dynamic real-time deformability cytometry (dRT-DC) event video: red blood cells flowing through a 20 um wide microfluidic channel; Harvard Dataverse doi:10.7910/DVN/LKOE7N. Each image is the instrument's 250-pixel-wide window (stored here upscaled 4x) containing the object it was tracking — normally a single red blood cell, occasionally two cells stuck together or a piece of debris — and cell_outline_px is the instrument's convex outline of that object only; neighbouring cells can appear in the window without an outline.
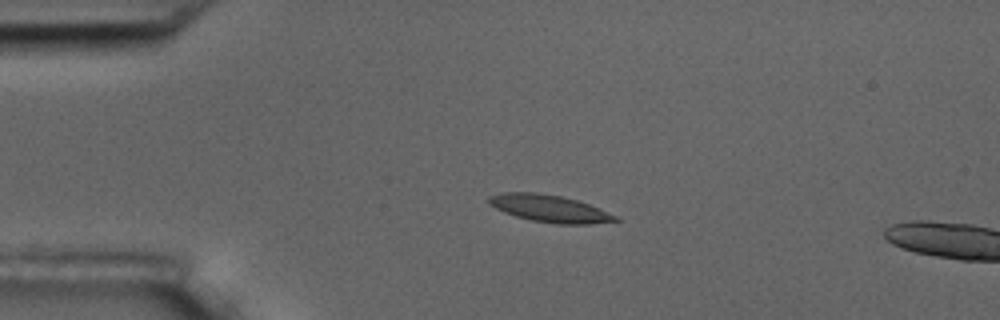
{"species": "common noctule bat (a hibernating species)", "species_latin": "Nyctalus noctula", "temperature_condition": "room temperature", "stored_images_in_passage": 3, "camera_frame_rate_fps": 3000, "um_per_image_px": 0.085, "animal": {"sex": "male", "body_mass_g": 17.5, "forearm_length_mm": 52.3}, "frame": {"image": 1, "passage_image": 2, "time_ms": 2.0, "image_size_px": [1000, 320], "cell_outline_px": [[620, 220], [588, 224], [556, 224], [532, 220], [516, 216], [504, 212], [488, 204], [488, 196], [504, 192], [536, 192], [560, 196], [576, 200], [588, 204], [620, 216]], "centroid_in_image_um": [46.72, 17.72], "position_along_channel_um": 38.3, "area_um2": 20.0}}